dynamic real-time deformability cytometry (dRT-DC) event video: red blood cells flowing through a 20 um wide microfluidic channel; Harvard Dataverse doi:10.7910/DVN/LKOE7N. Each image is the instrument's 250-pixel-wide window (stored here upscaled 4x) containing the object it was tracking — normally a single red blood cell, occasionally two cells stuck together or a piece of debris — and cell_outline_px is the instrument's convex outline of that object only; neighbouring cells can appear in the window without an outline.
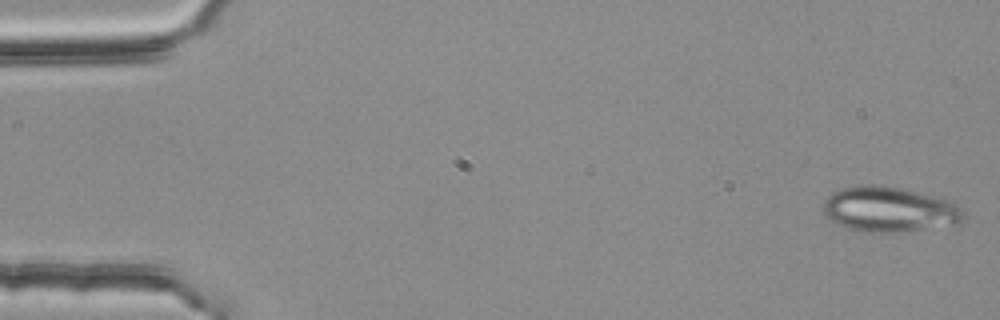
{"species": "common noctule bat (a hibernating species)", "species_latin": "Nyctalus noctula", "temperature_condition": "room temperature", "stored_images_in_passage": 53, "camera_frame_rate_fps": 3000, "um_per_image_px": 0.085, "animal": {"sex": "female", "body_mass_g": 25.1}, "frame": {"image": 1, "passage_image": 1, "time_ms": 0.0, "image_size_px": [1000, 320], "cell_outline_px": [[964, 220], [960, 224], [892, 232], [864, 232], [848, 228], [836, 224], [824, 212], [824, 200], [832, 192], [844, 188], [872, 184], [900, 188], [944, 196], [952, 200], [964, 212]], "centroid_in_image_um": [75.66, 17.79], "position_along_channel_um": 9.3, "area_um2": 37.05}}
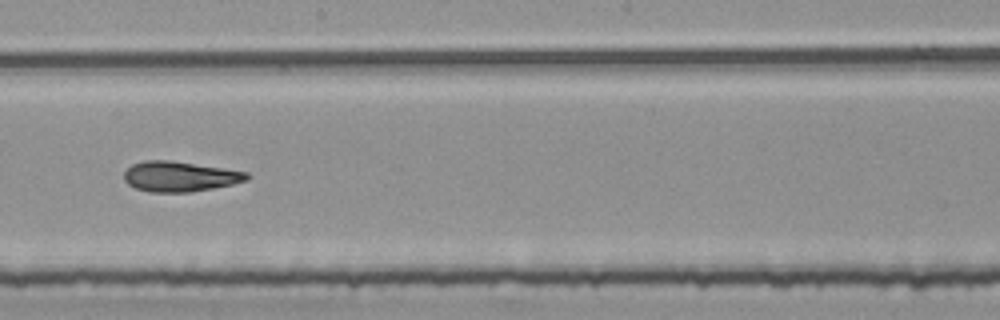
{"frame": {"image": 2, "passage_image": 30, "time_ms": 9.667, "image_size_px": [1000, 320], "cell_outline_px": [[248, 180], [232, 184], [192, 192], [148, 192], [136, 188], [128, 184], [124, 180], [124, 172], [132, 164], [144, 160], [168, 160], [248, 172]], "centroid_in_image_um": [15.24, 15.0], "position_along_channel_um": 233.0, "area_um2": 21.44}}
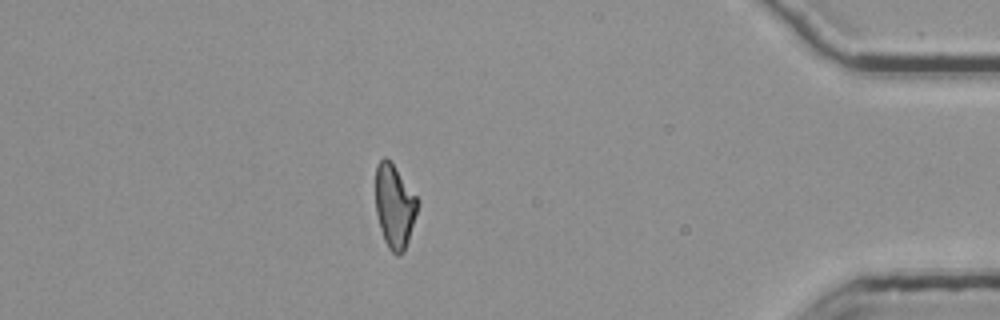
{"frame": {"image": 3, "passage_image": 47, "time_ms": 15.333, "image_size_px": [1000, 320], "cell_outline_px": [[420, 200], [408, 240], [404, 252], [400, 256], [396, 256], [388, 248], [384, 240], [380, 228], [376, 212], [376, 164], [384, 156], [392, 164]], "centroid_in_image_um": [33.53, 17.56], "position_along_channel_um": 401.7, "area_um2": 20.35}, "authors_computed_cell_mechanics": {"area_um2": 21.8484, "velocity_mm_per_s": 3.786, "shape_relaxation_time_tau1_ms": null, "shape_relaxation_time_tau2_ms": 3.5983, "deformation_change_tau1": null, "deformation_change_tau2": 0.1144}}